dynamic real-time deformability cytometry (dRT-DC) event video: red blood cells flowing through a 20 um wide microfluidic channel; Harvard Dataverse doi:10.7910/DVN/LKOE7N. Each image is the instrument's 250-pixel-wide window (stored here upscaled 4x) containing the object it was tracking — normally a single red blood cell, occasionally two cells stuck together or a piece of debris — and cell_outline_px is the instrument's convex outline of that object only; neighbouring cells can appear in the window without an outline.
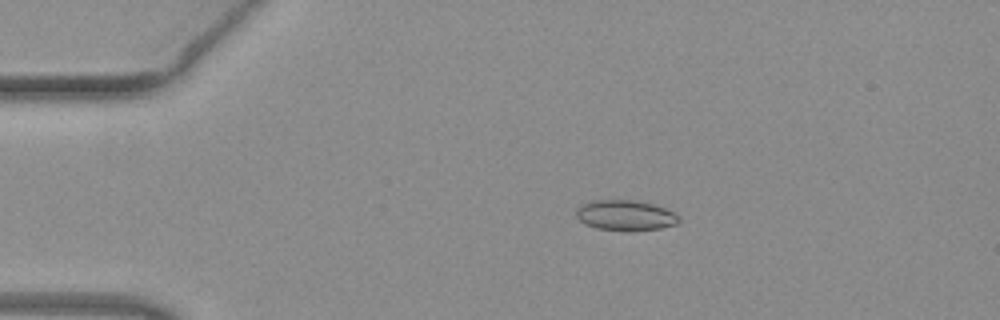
{"species": "common noctule bat (a hibernating species)", "species_latin": "Nyctalus noctula", "temperature_condition": "warm", "stored_images_in_passage": 51, "camera_frame_rate_fps": 3000, "um_per_image_px": 0.085, "animal": {"sex": "female", "body_mass_g": 19.3, "forearm_length_mm": 54.1}, "frame": {"image": 1, "passage_image": 10, "time_ms": 3.0, "image_size_px": [1000, 320], "cell_outline_px": [[680, 220], [676, 224], [660, 228], [628, 232], [596, 228], [580, 220], [576, 216], [576, 208], [592, 200], [632, 200], [652, 204], [664, 208], [680, 216]], "centroid_in_image_um": [53.16, 18.32], "position_along_channel_um": 31.8, "area_um2": 18.15}}
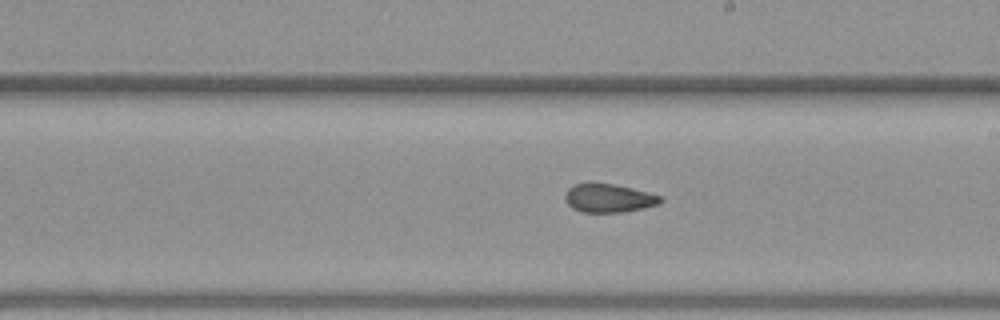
{"frame": {"image": 2, "passage_image": 29, "time_ms": 9.333, "image_size_px": [1000, 320], "cell_outline_px": [[664, 200], [660, 204], [644, 208], [624, 212], [580, 212], [572, 208], [564, 200], [564, 196], [568, 188], [576, 184], [592, 180], [632, 188], [648, 192], [660, 196]], "centroid_in_image_um": [51.71, 16.82], "position_along_channel_um": 237.3, "area_um2": 16.3}}
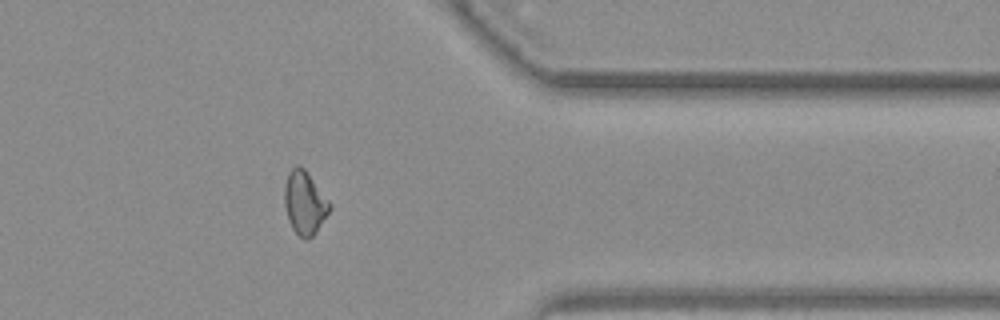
{"frame": {"image": 3, "passage_image": 41, "time_ms": 13.333, "image_size_px": [1000, 320], "cell_outline_px": [[332, 208], [316, 232], [308, 240], [304, 240], [292, 228], [288, 220], [284, 204], [284, 184], [288, 172], [296, 164], [300, 164], [304, 168], [332, 204]], "centroid_in_image_um": [25.89, 17.23], "position_along_channel_um": 385.5, "area_um2": 16.88}, "authors_computed_cell_mechanics": {"area_um2": 16.8198, "velocity_mm_per_s": 4.0653, "shape_relaxation_time_tau1_ms": null, "shape_relaxation_time_tau2_ms": 1.6435, "deformation_change_tau1": null, "deformation_change_tau2": 0.0789}}